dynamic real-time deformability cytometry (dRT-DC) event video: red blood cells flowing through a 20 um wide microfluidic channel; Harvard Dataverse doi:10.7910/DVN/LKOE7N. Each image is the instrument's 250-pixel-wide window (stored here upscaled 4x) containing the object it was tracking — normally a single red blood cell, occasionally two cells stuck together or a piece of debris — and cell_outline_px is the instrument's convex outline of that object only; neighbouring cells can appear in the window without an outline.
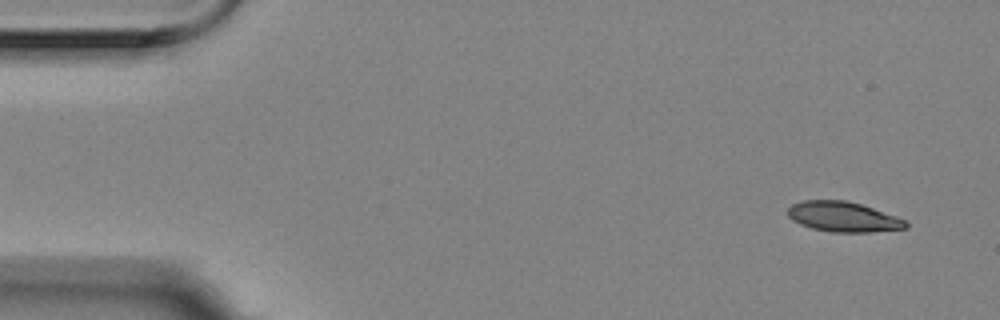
{"species": "Egyptian fruit bat (a non-hibernating species)", "species_latin": "Rousettus aegyptiacus", "temperature_condition": "room temperature", "stored_images_in_passage": 6, "segment_of_instrument_passage": [2, 2], "camera_frame_rate_fps": 3000, "um_per_image_px": 0.085, "animal": {"sex": "female"}, "frame": {"image": 1, "passage_image": 6, "time_ms": 1.667, "image_size_px": [1000, 320], "cell_outline_px": [[908, 228], [872, 232], [832, 232], [812, 228], [800, 224], [792, 220], [788, 216], [788, 208], [792, 204], [804, 200], [848, 200], [896, 216], [904, 220], [908, 224]], "centroid_in_image_um": [71.66, 18.43], "position_along_channel_um": 13.3, "area_um2": 20.63}}